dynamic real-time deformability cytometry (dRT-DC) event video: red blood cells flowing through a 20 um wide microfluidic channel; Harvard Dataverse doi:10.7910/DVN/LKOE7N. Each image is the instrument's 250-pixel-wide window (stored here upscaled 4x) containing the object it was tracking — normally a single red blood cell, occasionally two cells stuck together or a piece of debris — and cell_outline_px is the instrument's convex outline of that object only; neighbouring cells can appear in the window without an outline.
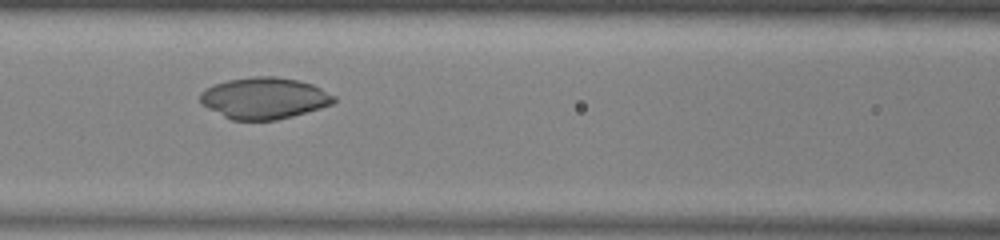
{"species": "common noctule bat (a hibernating species)", "species_latin": "Nyctalus noctula", "temperature_condition": "warm", "stored_images_in_passage": 40, "camera_frame_rate_fps": 3000, "um_per_image_px": 0.085, "animal": {"sex": "male", "body_mass_g": 13.0, "forearm_length_mm": 53.1}, "frame": {"image": 1, "passage_image": 21, "time_ms": 6.667, "image_size_px": [1000, 240], "cell_outline_px": [[336, 100], [332, 104], [320, 108], [292, 116], [276, 120], [232, 120], [200, 104], [200, 92], [216, 84], [228, 80], [252, 76], [276, 76], [296, 80], [312, 84], [336, 96]], "centroid_in_image_um": [22.46, 8.34], "position_along_channel_um": 144.1, "area_um2": 32.14}}
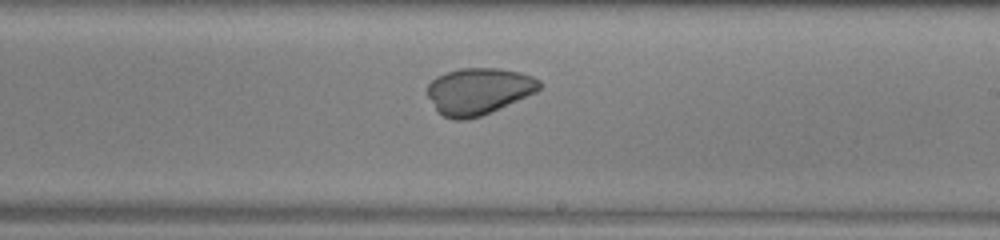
{"frame": {"image": 2, "passage_image": 29, "time_ms": 9.333, "image_size_px": [1000, 240], "cell_outline_px": [[544, 84], [536, 92], [480, 116], [464, 120], [456, 120], [444, 116], [436, 112], [428, 96], [428, 84], [436, 76], [444, 72], [460, 68], [500, 68], [520, 72], [532, 76], [540, 80]], "centroid_in_image_um": [40.67, 7.73], "position_along_channel_um": 248.3, "area_um2": 30.52}}
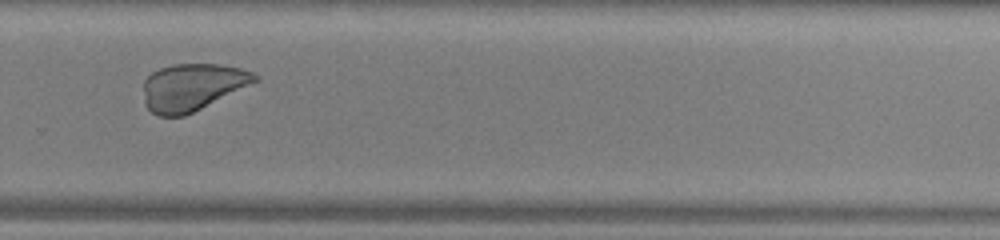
{"frame": {"image": 3, "passage_image": 34, "time_ms": 11.0, "image_size_px": [1000, 240], "cell_outline_px": [[260, 80], [184, 116], [156, 116], [148, 108], [144, 100], [144, 80], [152, 72], [160, 68], [172, 64], [220, 64], [240, 68], [252, 72], [260, 76]], "centroid_in_image_um": [16.35, 7.39], "position_along_channel_um": 313.5, "area_um2": 30.52}}